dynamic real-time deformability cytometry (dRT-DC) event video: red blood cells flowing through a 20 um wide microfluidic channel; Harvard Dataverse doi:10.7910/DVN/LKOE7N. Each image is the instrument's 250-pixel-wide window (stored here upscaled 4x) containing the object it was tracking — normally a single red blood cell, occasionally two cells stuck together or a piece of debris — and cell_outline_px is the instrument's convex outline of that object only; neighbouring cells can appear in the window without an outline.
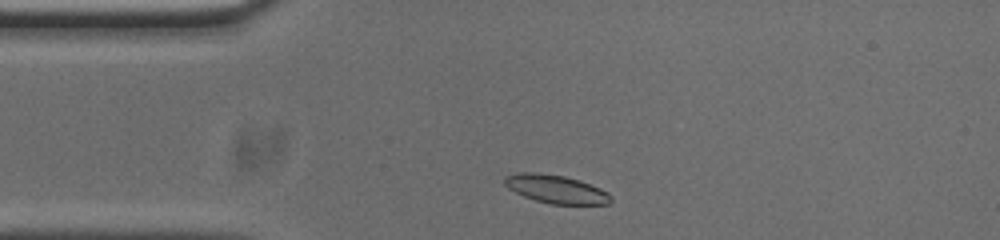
{"species": "common noctule bat (a hibernating species)", "species_latin": "Nyctalus noctula", "temperature_condition": "cold", "stored_images_in_passage": 36, "camera_frame_rate_fps": 3000, "um_per_image_px": 0.085, "animal": {"sex": "male", "body_mass_g": 20.0, "forearm_length_mm": 53.3}, "frame": {"image": 1, "passage_image": 2, "time_ms": 0.333, "image_size_px": [1000, 240], "cell_outline_px": [[612, 200], [608, 204], [552, 204], [536, 200], [524, 196], [508, 188], [504, 184], [504, 176], [520, 172], [536, 172], [564, 176], [580, 180], [600, 188], [608, 192], [612, 196]], "centroid_in_image_um": [47.27, 16.06], "position_along_channel_um": 37.7, "area_um2": 17.51}}
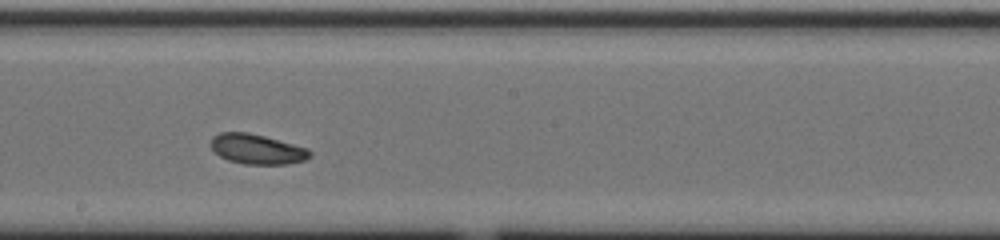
{"frame": {"image": 2, "passage_image": 19, "time_ms": 6.0, "image_size_px": [1000, 240], "cell_outline_px": [[312, 156], [304, 160], [288, 164], [244, 164], [228, 160], [220, 156], [212, 148], [212, 136], [220, 132], [248, 132], [264, 136], [308, 148], [312, 152]], "centroid_in_image_um": [21.87, 12.68], "position_along_channel_um": 226.3, "area_um2": 17.22}}
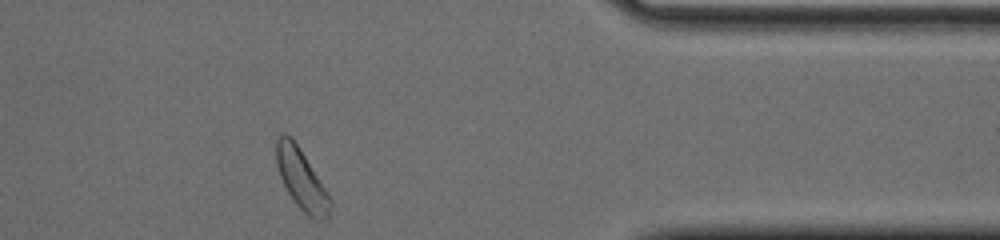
{"frame": {"image": 3, "passage_image": 34, "time_ms": 11.0, "image_size_px": [1000, 240], "cell_outline_px": [[332, 208], [328, 216], [324, 220], [312, 220], [296, 204], [288, 192], [280, 176], [276, 164], [276, 140], [280, 132], [284, 132], [292, 136], [300, 148], [328, 192], [332, 200]], "centroid_in_image_um": [25.64, 15.23], "position_along_channel_um": 385.8, "area_um2": 19.25}, "authors_computed_cell_mechanics": {"area_um2": 17.3978, "velocity_mm_per_s": 3.7143, "shape_relaxation_time_tau1_ms": 3.7528, "shape_relaxation_time_tau2_ms": 10.0616, "deformation_change_tau1": 0.1085, "deformation_change_tau2": 0.1584}}